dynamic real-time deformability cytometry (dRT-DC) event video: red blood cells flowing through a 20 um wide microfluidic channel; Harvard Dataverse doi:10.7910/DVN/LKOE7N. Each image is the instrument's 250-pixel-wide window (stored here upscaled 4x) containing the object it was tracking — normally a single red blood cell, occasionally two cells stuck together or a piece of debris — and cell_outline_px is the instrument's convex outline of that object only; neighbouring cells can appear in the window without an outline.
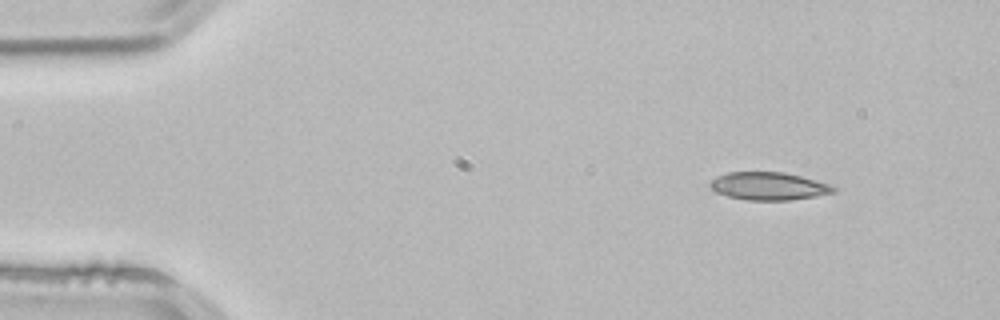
{"species": "common noctule bat (a hibernating species)", "species_latin": "Nyctalus noctula", "temperature_condition": "room temperature", "stored_images_in_passage": 4, "segment_of_instrument_passage": [1, 2], "camera_frame_rate_fps": 3000, "um_per_image_px": 0.085, "animal": {"sex": "male", "body_mass_g": 21.5, "forearm_length_mm": 52.0}, "frame": {"image": 1, "passage_image": 1, "time_ms": 0.0, "image_size_px": [1000, 320], "cell_outline_px": [[836, 192], [816, 196], [792, 200], [748, 200], [728, 196], [716, 192], [708, 184], [716, 176], [728, 172], [784, 172], [800, 176], [828, 184], [836, 188]], "centroid_in_image_um": [65.32, 15.82], "position_along_channel_um": 19.7, "area_um2": 19.88}}